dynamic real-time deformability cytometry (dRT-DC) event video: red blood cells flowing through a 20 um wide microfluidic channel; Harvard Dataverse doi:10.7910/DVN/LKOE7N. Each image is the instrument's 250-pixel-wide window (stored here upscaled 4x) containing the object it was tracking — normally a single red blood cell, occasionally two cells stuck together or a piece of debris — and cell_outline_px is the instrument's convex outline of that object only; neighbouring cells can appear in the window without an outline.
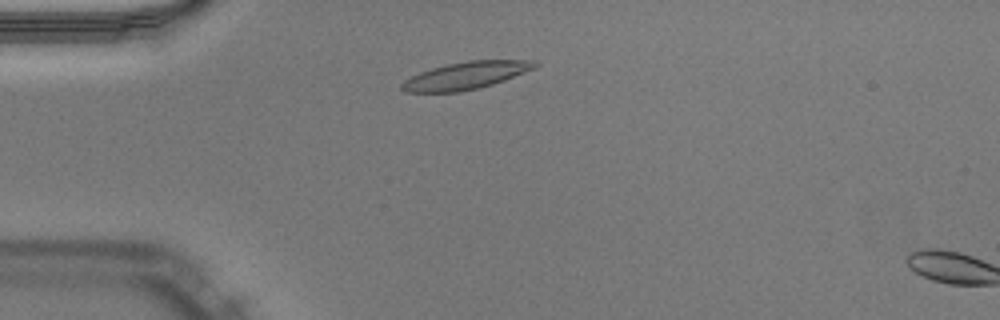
{"species": "Egyptian fruit bat (a non-hibernating species)", "species_latin": "Rousettus aegyptiacus", "temperature_condition": "warm", "stored_images_in_passage": 3, "camera_frame_rate_fps": 3000, "um_per_image_px": 0.085, "animal": {"sex": "male"}, "frame": {"image": 1, "passage_image": 1, "time_ms": 0.0, "image_size_px": [1000, 320], "cell_outline_px": [[540, 64], [536, 68], [504, 80], [480, 88], [460, 92], [408, 92], [400, 88], [400, 84], [404, 80], [420, 72], [432, 68], [448, 64], [468, 60], [536, 60]], "centroid_in_image_um": [39.63, 6.42], "position_along_channel_um": 45.4, "area_um2": 21.27}}